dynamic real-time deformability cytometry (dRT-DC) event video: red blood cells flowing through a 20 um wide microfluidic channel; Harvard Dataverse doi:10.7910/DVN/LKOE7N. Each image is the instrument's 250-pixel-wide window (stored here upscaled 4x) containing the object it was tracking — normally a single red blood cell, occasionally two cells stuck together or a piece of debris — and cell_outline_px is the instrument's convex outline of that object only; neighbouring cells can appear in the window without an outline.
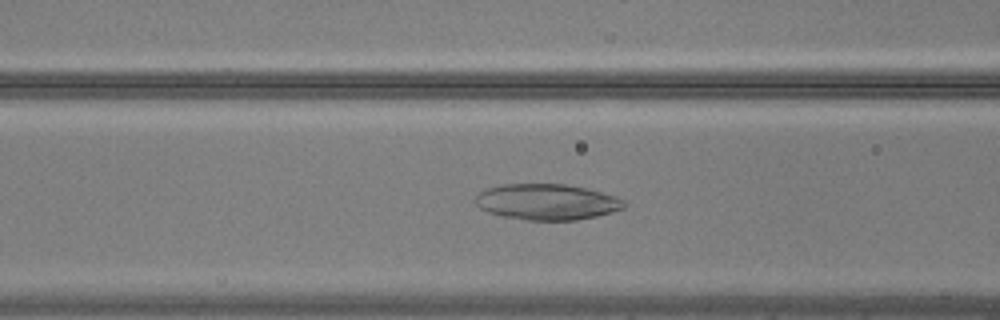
{"species": "common noctule bat (a hibernating species)", "species_latin": "Nyctalus noctula", "temperature_condition": "warm", "stored_images_in_passage": 45, "camera_frame_rate_fps": 3000, "um_per_image_px": 0.085, "animal": {"sex": "male", "body_mass_g": 20.5, "forearm_length_mm": 52.5}, "frame": {"image": 1, "passage_image": 23, "time_ms": 7.333, "image_size_px": [1000, 320], "cell_outline_px": [[628, 204], [624, 208], [612, 212], [596, 216], [576, 220], [528, 220], [504, 216], [488, 212], [480, 208], [476, 204], [476, 196], [480, 192], [488, 188], [504, 184], [564, 184], [584, 188], [616, 196], [624, 200]], "centroid_in_image_um": [46.51, 17.16], "position_along_channel_um": 120.1, "area_um2": 30.92}}
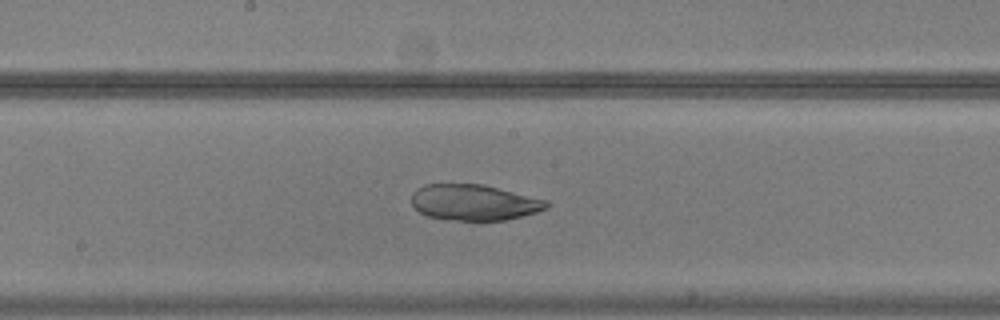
{"frame": {"image": 2, "passage_image": 30, "time_ms": 9.667, "image_size_px": [1000, 320], "cell_outline_px": [[548, 208], [536, 212], [504, 220], [444, 220], [428, 216], [420, 212], [412, 204], [412, 192], [416, 188], [424, 184], [480, 184], [548, 200]], "centroid_in_image_um": [40.25, 17.21], "position_along_channel_um": 207.9, "area_um2": 28.09}}
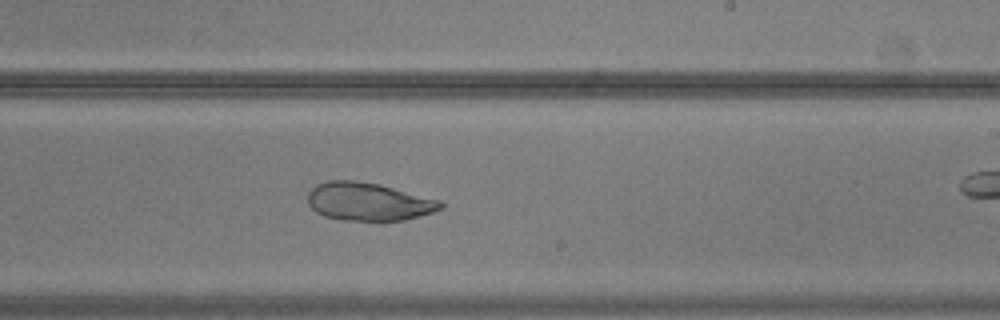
{"frame": {"image": 3, "passage_image": 34, "time_ms": 11.0, "image_size_px": [1000, 320], "cell_outline_px": [[444, 204], [440, 208], [432, 212], [420, 216], [404, 220], [380, 224], [344, 220], [324, 216], [316, 212], [308, 204], [308, 192], [316, 184], [328, 180], [352, 180], [380, 184], [440, 200]], "centroid_in_image_um": [31.31, 17.18], "position_along_channel_um": 257.7, "area_um2": 30.23}}